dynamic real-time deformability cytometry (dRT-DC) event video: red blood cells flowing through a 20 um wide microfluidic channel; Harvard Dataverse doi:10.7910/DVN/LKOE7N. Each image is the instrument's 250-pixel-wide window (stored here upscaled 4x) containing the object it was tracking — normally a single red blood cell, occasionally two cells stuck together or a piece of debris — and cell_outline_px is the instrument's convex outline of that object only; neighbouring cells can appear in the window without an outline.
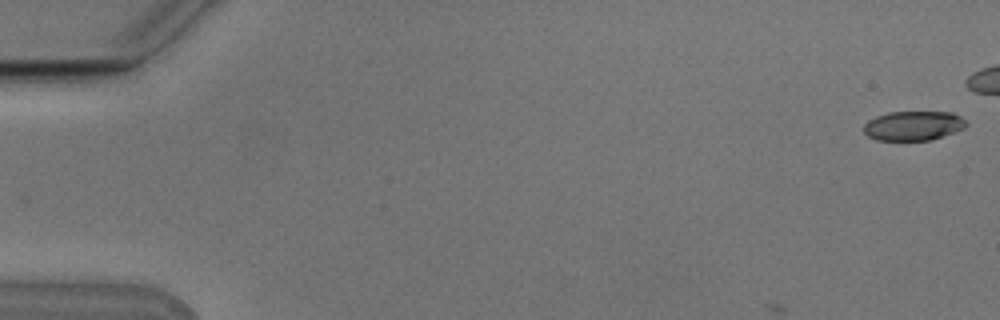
{"species": "Egyptian fruit bat (a non-hibernating species)", "species_latin": "Rousettus aegyptiacus", "temperature_condition": "cold", "stored_images_in_passage": 4, "camera_frame_rate_fps": 3000, "um_per_image_px": 0.085, "animal": {"sex": "male"}, "frame": {"image": 1, "passage_image": 1, "time_ms": 0.0, "image_size_px": [1000, 320], "cell_outline_px": [[968, 124], [964, 128], [932, 140], [876, 140], [868, 136], [864, 132], [864, 124], [868, 120], [876, 116], [888, 112], [952, 112], [960, 116]], "centroid_in_image_um": [77.62, 10.68], "position_along_channel_um": 7.4, "area_um2": 17.57}}